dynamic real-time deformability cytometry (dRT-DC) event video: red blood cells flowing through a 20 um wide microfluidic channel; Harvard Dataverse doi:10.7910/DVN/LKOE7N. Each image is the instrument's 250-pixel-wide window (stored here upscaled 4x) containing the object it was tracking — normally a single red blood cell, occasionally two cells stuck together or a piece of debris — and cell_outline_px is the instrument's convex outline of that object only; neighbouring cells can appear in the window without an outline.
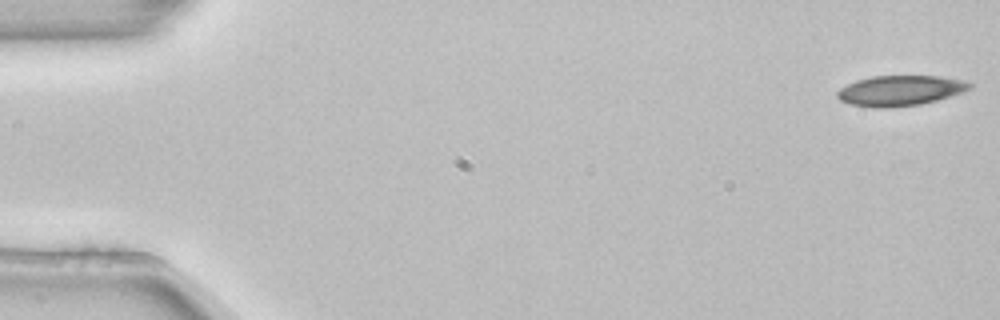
{"species": "common noctule bat (a hibernating species)", "species_latin": "Nyctalus noctula", "temperature_condition": "room temperature", "stored_images_in_passage": 5, "camera_frame_rate_fps": 3000, "um_per_image_px": 0.085, "animal": {"sex": "female", "body_mass_g": 22.7, "forearm_length_mm": 54.2}, "frame": {"image": 1, "passage_image": 1, "time_ms": 0.0, "image_size_px": [1000, 320], "cell_outline_px": [[972, 88], [936, 100], [920, 104], [892, 108], [872, 108], [852, 104], [840, 100], [836, 96], [836, 92], [840, 88], [856, 80], [872, 76], [940, 76], [964, 80], [972, 84]], "centroid_in_image_um": [76.48, 7.7], "position_along_channel_um": 8.5, "area_um2": 23.35}}
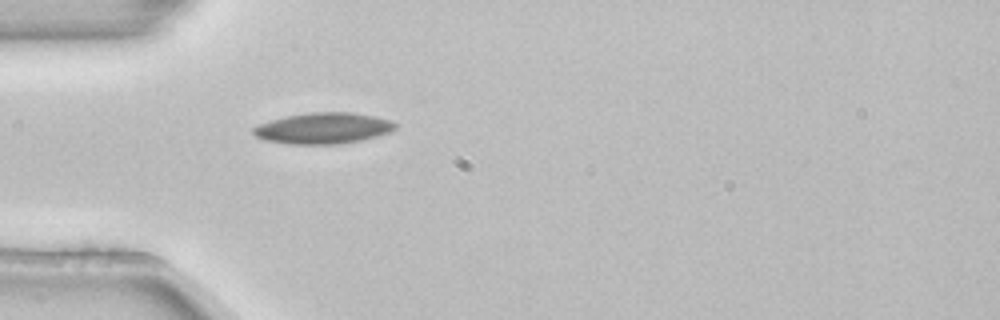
{"frame": {"image": 2, "passage_image": 5, "time_ms": 1.333, "image_size_px": [1000, 320], "cell_outline_px": [[400, 124], [392, 132], [360, 140], [340, 144], [288, 144], [264, 140], [256, 136], [252, 132], [252, 128], [260, 124], [272, 120], [288, 116], [312, 112], [352, 112], [392, 120]], "centroid_in_image_um": [27.52, 10.9], "position_along_channel_um": 57.5, "area_um2": 25.72}}